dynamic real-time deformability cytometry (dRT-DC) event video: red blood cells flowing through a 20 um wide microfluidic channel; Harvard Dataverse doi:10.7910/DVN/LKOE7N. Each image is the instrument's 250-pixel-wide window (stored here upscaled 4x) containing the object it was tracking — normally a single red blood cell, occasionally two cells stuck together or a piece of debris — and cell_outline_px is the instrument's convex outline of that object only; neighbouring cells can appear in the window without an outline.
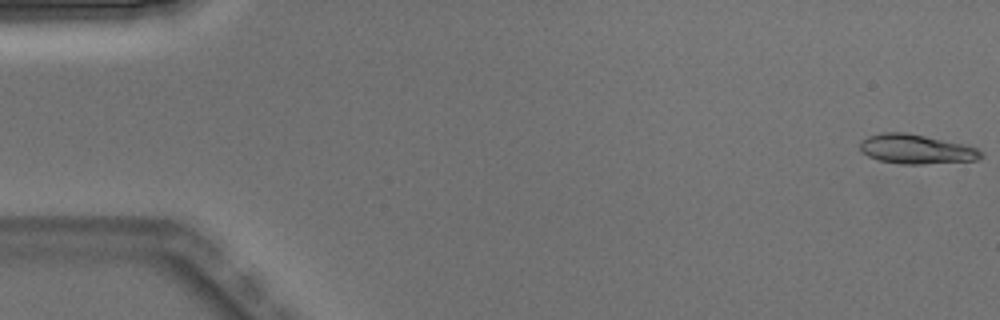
{"species": "Egyptian fruit bat (a non-hibernating species)", "species_latin": "Rousettus aegyptiacus", "temperature_condition": "warm", "stored_images_in_passage": 6, "camera_frame_rate_fps": 3000, "um_per_image_px": 0.085, "animal": {"sex": "male"}, "frame": {"image": 1, "passage_image": 1, "time_ms": 0.0, "image_size_px": [1000, 320], "cell_outline_px": [[984, 156], [976, 160], [924, 164], [900, 164], [876, 160], [860, 152], [860, 140], [868, 136], [884, 132], [904, 132], [924, 136], [960, 144], [976, 148], [984, 152]], "centroid_in_image_um": [77.82, 12.69], "position_along_channel_um": 7.2, "area_um2": 20.69}}
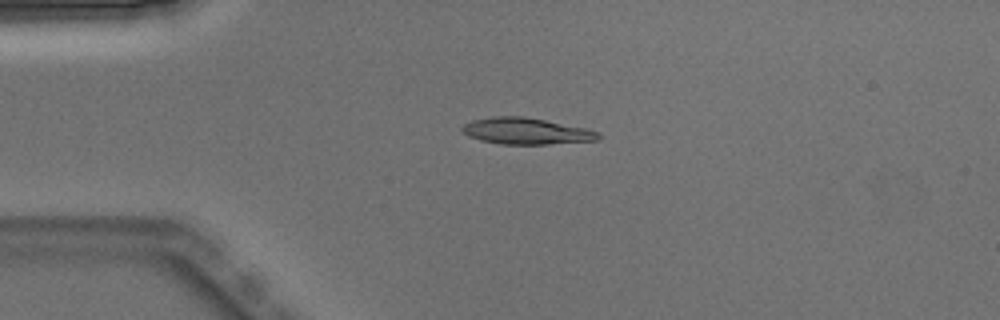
{"frame": {"image": 2, "passage_image": 4, "time_ms": 1.0, "image_size_px": [1000, 320], "cell_outline_px": [[600, 140], [548, 144], [500, 144], [480, 140], [468, 136], [460, 128], [464, 124], [472, 120], [492, 116], [524, 116], [584, 128], [596, 132], [600, 136]], "centroid_in_image_um": [44.67, 11.14], "position_along_channel_um": 40.3, "area_um2": 20.81}}